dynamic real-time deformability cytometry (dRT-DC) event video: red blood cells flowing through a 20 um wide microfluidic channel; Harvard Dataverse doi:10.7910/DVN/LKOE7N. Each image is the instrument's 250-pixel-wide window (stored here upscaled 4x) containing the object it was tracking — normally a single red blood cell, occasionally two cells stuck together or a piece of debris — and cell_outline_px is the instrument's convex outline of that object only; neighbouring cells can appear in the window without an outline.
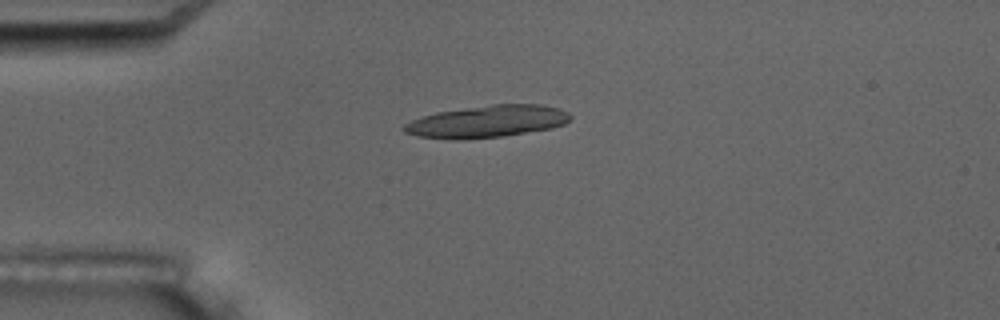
{"species": "common noctule bat (a hibernating species)", "species_latin": "Nyctalus noctula", "temperature_condition": "room temperature", "stored_images_in_passage": 8, "camera_frame_rate_fps": 3000, "um_per_image_px": 0.085, "animal": {"sex": "male", "body_mass_g": 17.5, "forearm_length_mm": 52.3}, "frame": {"image": 1, "passage_image": 5, "time_ms": 4.667, "image_size_px": [1000, 320], "cell_outline_px": [[572, 116], [564, 124], [552, 128], [504, 136], [460, 140], [452, 140], [416, 136], [404, 132], [400, 128], [404, 124], [412, 120], [436, 112], [492, 104], [540, 104], [560, 108], [568, 112]], "centroid_in_image_um": [41.39, 10.33], "position_along_channel_um": 43.6, "area_um2": 31.33}}